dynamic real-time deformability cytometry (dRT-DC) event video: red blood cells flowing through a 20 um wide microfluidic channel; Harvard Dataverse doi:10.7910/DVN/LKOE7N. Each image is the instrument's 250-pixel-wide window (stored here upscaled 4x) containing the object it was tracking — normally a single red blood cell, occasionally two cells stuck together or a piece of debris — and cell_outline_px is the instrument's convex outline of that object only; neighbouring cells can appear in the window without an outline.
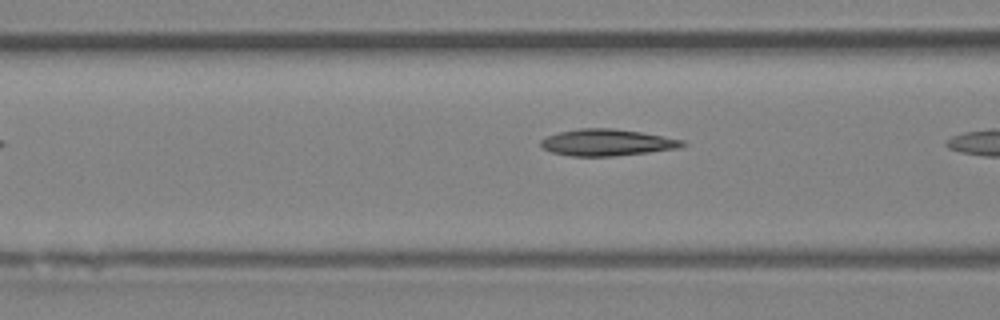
{"species": "Egyptian fruit bat (a non-hibernating species)", "species_latin": "Rousettus aegyptiacus", "temperature_condition": "room temperature", "stored_images_in_passage": 4, "camera_frame_rate_fps": 3000, "um_per_image_px": 0.085, "animal": {"sex": "female"}, "frame": {"image": 1, "passage_image": 4, "time_ms": 3.667, "image_size_px": [1000, 320], "cell_outline_px": [[688, 144], [676, 148], [648, 152], [616, 156], [572, 156], [552, 152], [544, 148], [540, 144], [540, 140], [548, 136], [560, 132], [580, 128], [612, 128], [640, 132], [684, 140]], "centroid_in_image_um": [51.6, 12.11], "position_along_channel_um": 115.0, "area_um2": 21.73}}